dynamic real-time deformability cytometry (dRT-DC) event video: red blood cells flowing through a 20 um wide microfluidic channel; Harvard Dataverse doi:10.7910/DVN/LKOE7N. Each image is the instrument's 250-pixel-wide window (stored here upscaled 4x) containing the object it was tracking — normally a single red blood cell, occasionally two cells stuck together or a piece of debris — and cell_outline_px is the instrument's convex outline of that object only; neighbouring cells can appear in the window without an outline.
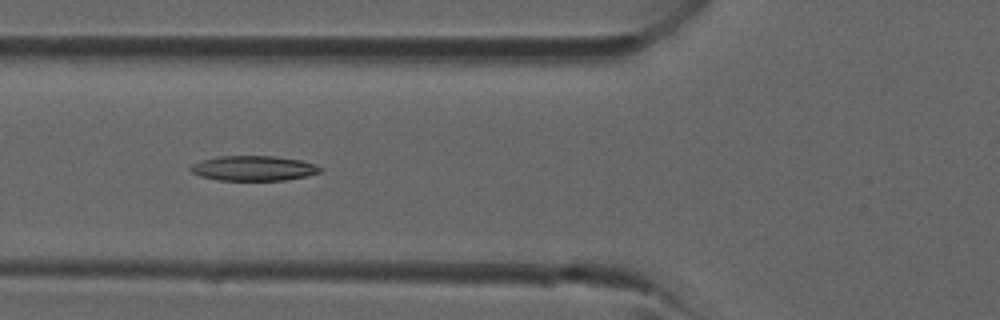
{"species": "common noctule bat (a hibernating species)", "species_latin": "Nyctalus noctula", "temperature_condition": "room temperature", "stored_images_in_passage": 38, "camera_frame_rate_fps": 3000, "um_per_image_px": 0.085, "animal": {"sex": "male", "forearm_length_mm": 52.5}, "frame": {"image": 1, "passage_image": 14, "time_ms": 4.333, "image_size_px": [1000, 320], "cell_outline_px": [[324, 168], [320, 172], [304, 176], [284, 180], [216, 180], [200, 176], [192, 172], [188, 168], [192, 164], [200, 160], [216, 156], [272, 156], [300, 160], [316, 164]], "centroid_in_image_um": [21.51, 14.29], "position_along_channel_um": 104.3, "area_um2": 18.9}}
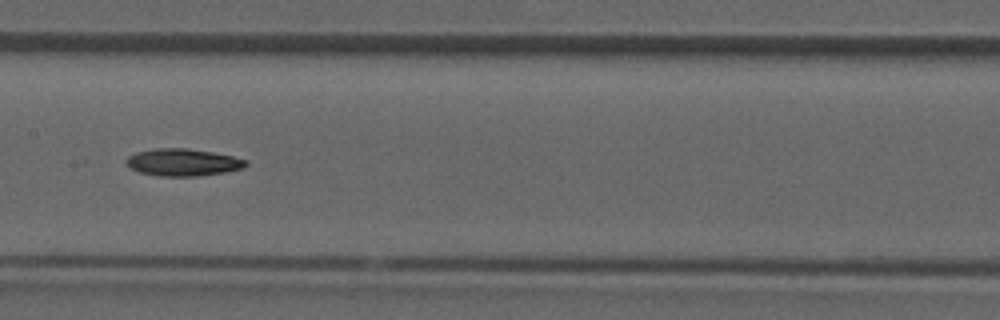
{"frame": {"image": 2, "passage_image": 19, "time_ms": 6.0, "image_size_px": [1000, 320], "cell_outline_px": [[248, 164], [244, 168], [224, 172], [196, 176], [160, 176], [140, 172], [124, 164], [124, 160], [128, 156], [136, 152], [156, 148], [188, 148], [212, 152], [232, 156], [248, 160]], "centroid_in_image_um": [15.53, 13.79], "position_along_channel_um": 191.9, "area_um2": 19.02}}
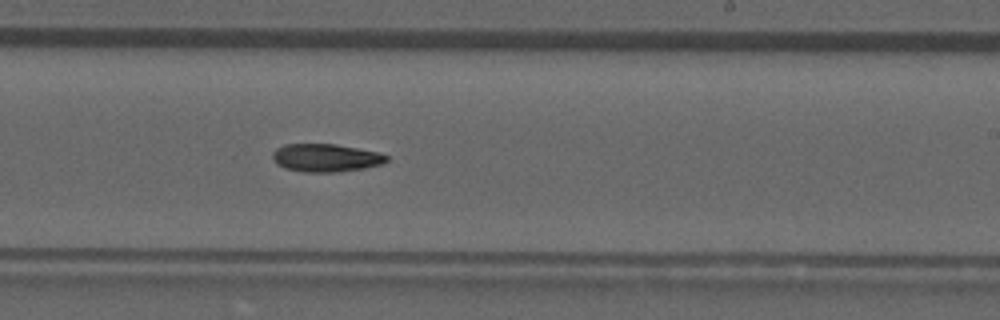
{"frame": {"image": 3, "passage_image": 23, "time_ms": 7.333, "image_size_px": [1000, 320], "cell_outline_px": [[388, 160], [384, 164], [364, 168], [336, 172], [304, 172], [284, 168], [276, 164], [272, 156], [272, 152], [276, 148], [284, 144], [336, 144], [380, 152], [388, 156]], "centroid_in_image_um": [27.7, 13.41], "position_along_channel_um": 261.3, "area_um2": 18.79}}